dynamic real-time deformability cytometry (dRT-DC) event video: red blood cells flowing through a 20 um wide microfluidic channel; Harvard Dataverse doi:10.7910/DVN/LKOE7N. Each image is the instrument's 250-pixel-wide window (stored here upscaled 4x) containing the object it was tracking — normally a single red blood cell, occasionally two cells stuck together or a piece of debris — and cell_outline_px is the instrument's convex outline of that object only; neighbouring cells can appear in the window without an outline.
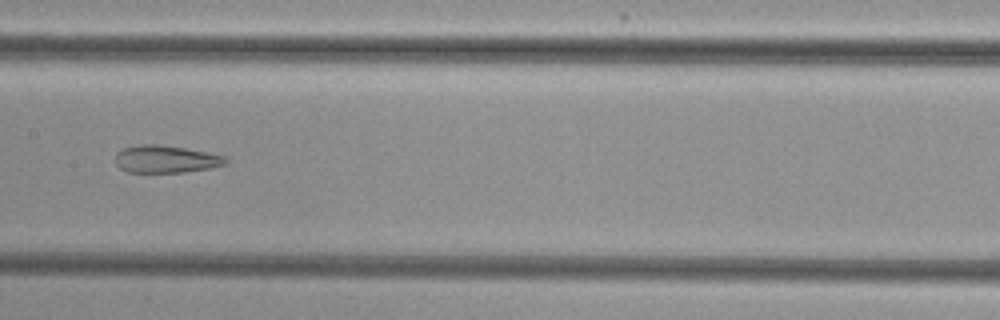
{"species": "common noctule bat (a hibernating species)", "species_latin": "Nyctalus noctula", "temperature_condition": "cold", "stored_images_in_passage": 7, "camera_frame_rate_fps": 3000, "um_per_image_px": 0.085, "animal": {"sex": "female", "body_mass_g": 29.2, "forearm_length_mm": 56.3}, "frame": {"image": 1, "passage_image": 7, "time_ms": 6.667, "image_size_px": [1000, 320], "cell_outline_px": [[228, 164], [212, 168], [184, 172], [128, 172], [120, 168], [116, 164], [116, 152], [124, 148], [140, 144], [156, 144], [184, 148], [224, 156], [228, 160]], "centroid_in_image_um": [14.1, 13.53], "position_along_channel_um": 193.3, "area_um2": 17.57}}